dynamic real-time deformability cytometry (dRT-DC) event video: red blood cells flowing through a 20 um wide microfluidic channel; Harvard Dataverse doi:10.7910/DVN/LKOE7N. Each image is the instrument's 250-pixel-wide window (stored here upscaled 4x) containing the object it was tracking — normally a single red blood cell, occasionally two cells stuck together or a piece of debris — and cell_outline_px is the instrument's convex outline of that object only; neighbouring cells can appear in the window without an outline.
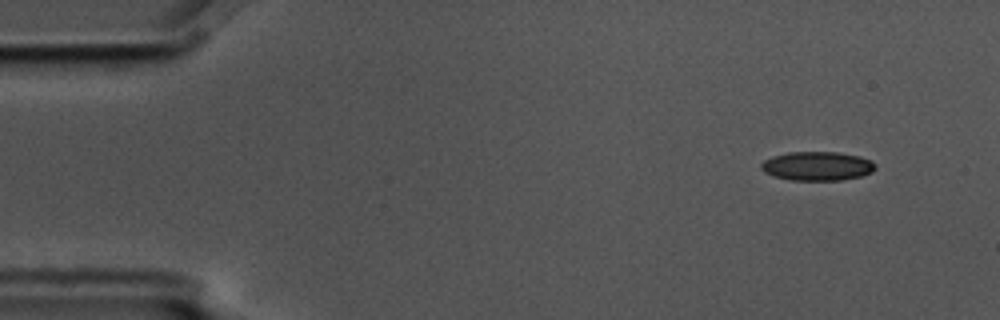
{"species": "common noctule bat (a hibernating species)", "species_latin": "Nyctalus noctula", "temperature_condition": "cold", "stored_images_in_passage": 4, "camera_frame_rate_fps": 3000, "um_per_image_px": 0.085, "animal": {"sex": "male", "body_mass_g": 17.5, "forearm_length_mm": 52.3}, "frame": {"image": 1, "passage_image": 1, "time_ms": 0.0, "image_size_px": [1000, 320], "cell_outline_px": [[876, 168], [872, 172], [860, 176], [840, 180], [792, 180], [772, 176], [764, 172], [760, 168], [760, 164], [764, 160], [772, 156], [788, 152], [836, 152], [860, 156], [872, 160], [876, 164]], "centroid_in_image_um": [69.46, 14.11], "position_along_channel_um": 15.5, "area_um2": 19.42}}
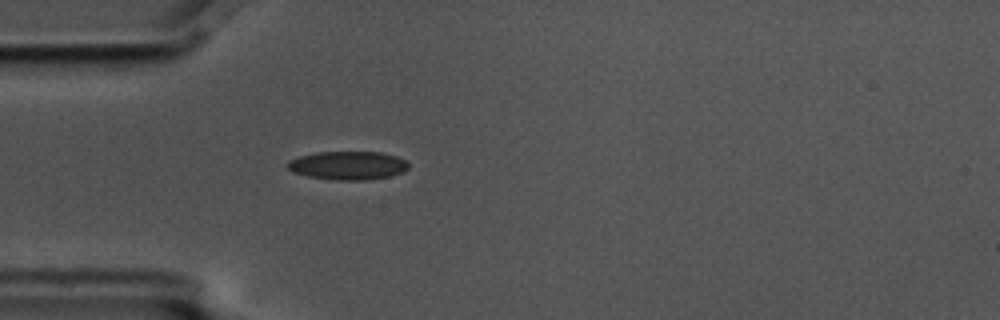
{"frame": {"image": 2, "passage_image": 4, "time_ms": 1.0, "image_size_px": [1000, 320], "cell_outline_px": [[408, 168], [400, 172], [388, 176], [364, 180], [336, 180], [308, 176], [292, 172], [284, 164], [288, 160], [300, 156], [316, 152], [380, 152], [396, 156], [408, 160]], "centroid_in_image_um": [29.53, 14.05], "position_along_channel_um": 55.5, "area_um2": 20.06}}